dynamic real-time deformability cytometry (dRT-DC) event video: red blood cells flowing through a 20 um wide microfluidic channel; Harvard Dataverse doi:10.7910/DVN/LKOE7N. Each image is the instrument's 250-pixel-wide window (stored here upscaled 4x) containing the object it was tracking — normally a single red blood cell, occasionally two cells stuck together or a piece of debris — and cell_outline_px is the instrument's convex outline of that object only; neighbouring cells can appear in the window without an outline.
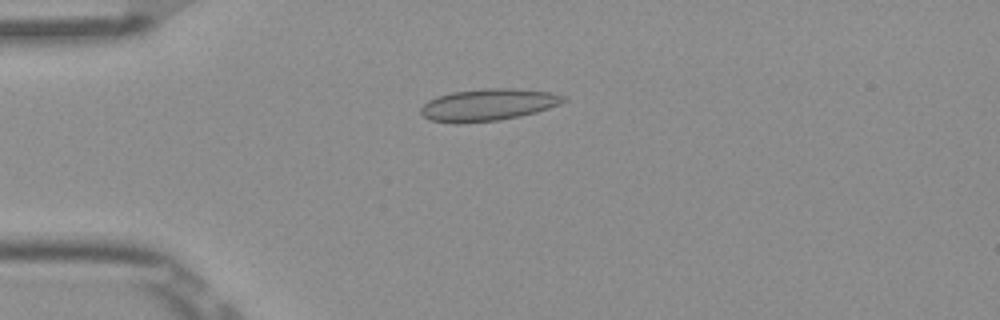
{"species": "Egyptian fruit bat (a non-hibernating species)", "species_latin": "Rousettus aegyptiacus", "temperature_condition": "room temperature", "stored_images_in_passage": 40, "camera_frame_rate_fps": 3000, "um_per_image_px": 0.085, "frame": {"image": 1, "passage_image": 1, "time_ms": 0.0, "image_size_px": [1000, 320], "cell_outline_px": [[568, 100], [560, 104], [536, 112], [520, 116], [500, 120], [460, 124], [456, 124], [432, 120], [424, 116], [420, 112], [420, 108], [428, 100], [436, 96], [452, 92], [488, 88], [512, 88], [552, 92], [568, 96]], "centroid_in_image_um": [41.52, 8.91], "position_along_channel_um": 43.5, "area_um2": 26.88}}
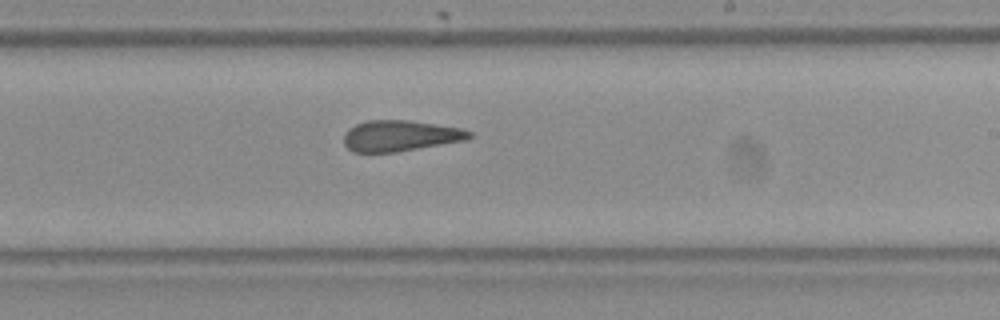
{"frame": {"image": 2, "passage_image": 19, "time_ms": 6.0, "image_size_px": [1000, 320], "cell_outline_px": [[472, 136], [468, 140], [396, 152], [352, 152], [344, 144], [344, 132], [348, 128], [356, 124], [368, 120], [408, 120], [460, 128], [472, 132]], "centroid_in_image_um": [34.0, 11.54], "position_along_channel_um": 255.0, "area_um2": 22.66}}
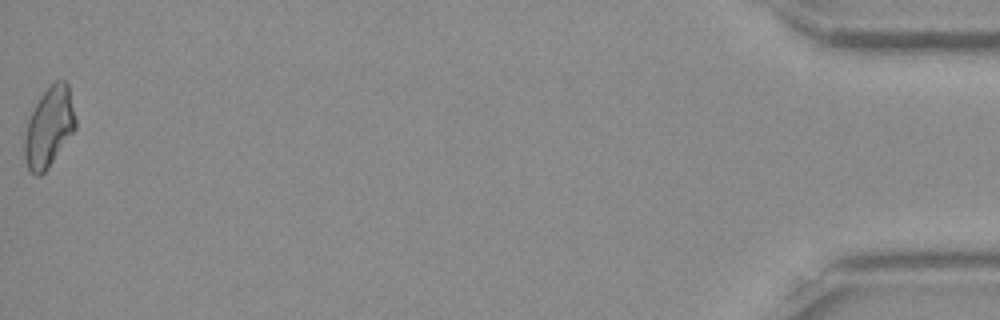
{"frame": {"image": 3, "passage_image": 40, "time_ms": 13.0, "image_size_px": [1000, 320], "cell_outline_px": [[76, 128], [48, 168], [40, 176], [36, 176], [28, 168], [24, 156], [24, 140], [28, 120], [40, 96], [56, 80], [64, 80], [68, 84], [76, 120]], "centroid_in_image_um": [4.17, 10.82], "position_along_channel_um": 431.0, "area_um2": 23.41}, "authors_computed_cell_mechanics": {"area_um2": 23.3223, "velocity_mm_per_s": 3.8868, "shape_relaxation_time_tau1_ms": null, "shape_relaxation_time_tau2_ms": 1.4754, "deformation_change_tau1": null, "deformation_change_tau2": 0.0757}}